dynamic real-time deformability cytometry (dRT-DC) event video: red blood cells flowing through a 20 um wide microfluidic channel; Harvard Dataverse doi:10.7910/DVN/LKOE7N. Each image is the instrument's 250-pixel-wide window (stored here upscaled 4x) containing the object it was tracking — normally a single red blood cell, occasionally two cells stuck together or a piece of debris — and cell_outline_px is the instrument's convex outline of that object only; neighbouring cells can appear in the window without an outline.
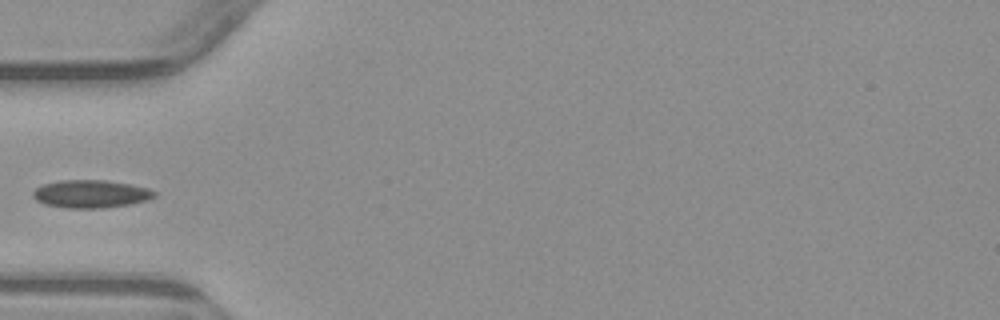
{"species": "common noctule bat (a hibernating species)", "species_latin": "Nyctalus noctula", "temperature_condition": "warm", "stored_images_in_passage": 5, "camera_frame_rate_fps": 3000, "um_per_image_px": 0.085, "animal": {"sex": "male", "body_mass_g": 23.1, "forearm_length_mm": 52.7}, "frame": {"image": 1, "passage_image": 4, "time_ms": 5.0, "image_size_px": [1000, 320], "cell_outline_px": [[156, 196], [148, 200], [128, 204], [104, 208], [68, 208], [44, 204], [36, 200], [32, 196], [32, 192], [36, 188], [44, 184], [60, 180], [104, 180], [128, 184], [148, 188], [156, 192]], "centroid_in_image_um": [7.7, 16.48], "position_along_channel_um": 77.3, "area_um2": 19.65}}
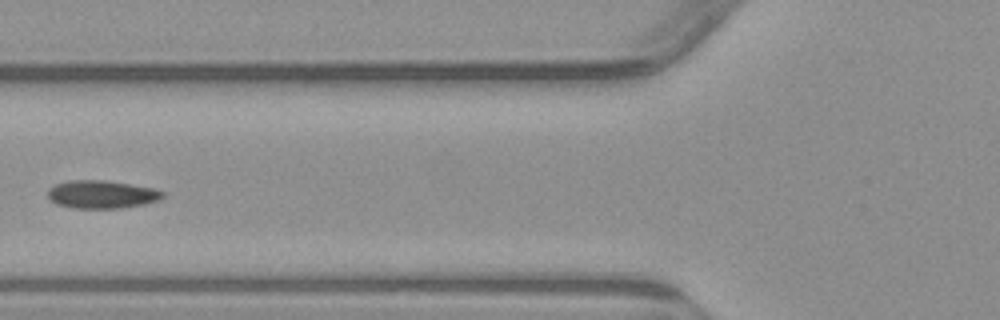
{"frame": {"image": 2, "passage_image": 5, "time_ms": 6.0, "image_size_px": [1000, 320], "cell_outline_px": [[164, 196], [160, 200], [144, 204], [120, 208], [72, 208], [56, 204], [48, 196], [48, 188], [56, 184], [68, 180], [104, 180], [156, 188], [164, 192]], "centroid_in_image_um": [8.66, 16.52], "position_along_channel_um": 117.1, "area_um2": 18.84}}